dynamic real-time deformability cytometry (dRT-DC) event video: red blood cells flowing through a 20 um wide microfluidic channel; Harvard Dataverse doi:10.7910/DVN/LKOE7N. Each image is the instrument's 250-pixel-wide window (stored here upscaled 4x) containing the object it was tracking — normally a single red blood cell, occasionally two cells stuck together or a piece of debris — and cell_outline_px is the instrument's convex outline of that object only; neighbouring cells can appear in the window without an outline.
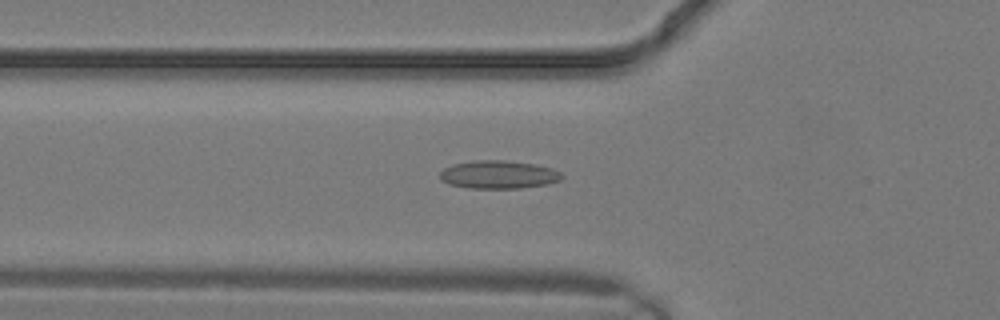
{"species": "common noctule bat (a hibernating species)", "species_latin": "Nyctalus noctula", "temperature_condition": "warm", "stored_images_in_passage": 17, "camera_frame_rate_fps": 3000, "um_per_image_px": 0.085, "animal": {"sex": "male", "body_mass_g": 19.2, "forearm_length_mm": 51.8}, "frame": {"image": 1, "passage_image": 10, "time_ms": 3.0, "image_size_px": [1000, 320], "cell_outline_px": [[564, 176], [560, 180], [548, 184], [520, 188], [468, 188], [448, 184], [440, 180], [440, 172], [444, 168], [452, 164], [472, 160], [504, 160], [536, 164], [552, 168], [560, 172]], "centroid_in_image_um": [42.36, 14.83], "position_along_channel_um": 83.4, "area_um2": 20.17}}
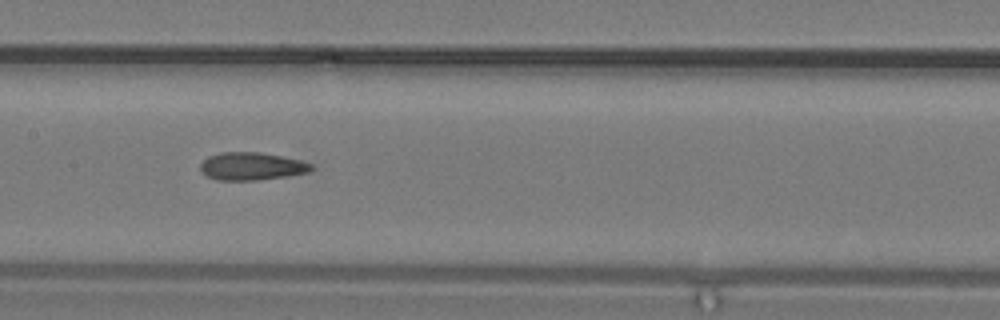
{"frame": {"image": 2, "passage_image": 14, "time_ms": 4.333, "image_size_px": [1000, 320], "cell_outline_px": [[312, 168], [308, 172], [284, 176], [256, 180], [216, 180], [200, 172], [200, 164], [208, 156], [220, 152], [260, 152], [300, 160], [312, 164]], "centroid_in_image_um": [21.33, 14.13], "position_along_channel_um": 186.1, "area_um2": 17.8}}
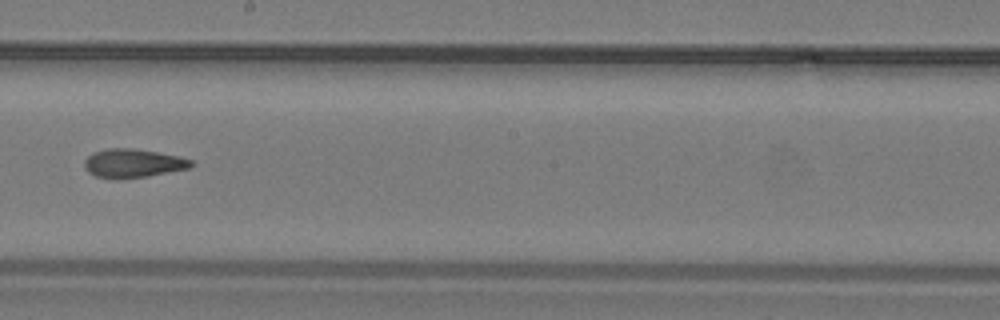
{"frame": {"image": 3, "passage_image": 16, "time_ms": 5.0, "image_size_px": [1000, 320], "cell_outline_px": [[196, 164], [188, 168], [148, 176], [112, 180], [96, 176], [88, 172], [84, 168], [84, 160], [92, 152], [108, 148], [132, 148], [180, 156], [192, 160]], "centroid_in_image_um": [11.28, 13.88], "position_along_channel_um": 236.9, "area_um2": 18.03}}